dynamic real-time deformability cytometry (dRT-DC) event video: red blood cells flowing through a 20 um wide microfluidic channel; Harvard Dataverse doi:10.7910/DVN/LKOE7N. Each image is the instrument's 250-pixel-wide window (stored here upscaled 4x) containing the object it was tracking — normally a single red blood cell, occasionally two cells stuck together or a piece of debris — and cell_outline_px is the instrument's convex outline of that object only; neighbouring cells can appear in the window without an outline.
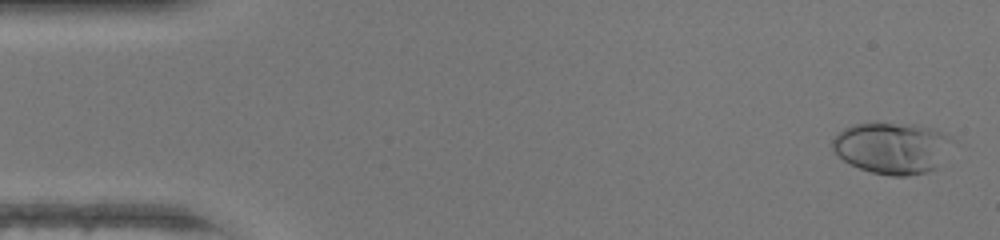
{"species": "human", "species_latin": "Homo sapiens", "temperature_condition": "warm", "stored_images_in_passage": 48, "camera_frame_rate_fps": 3000, "um_per_image_px": 0.085, "donor": {"sex": "female"}, "frame": {"image": 1, "passage_image": 2, "time_ms": 0.333, "image_size_px": [1000, 240], "cell_outline_px": [[956, 140], [936, 168], [928, 172], [908, 176], [888, 176], [872, 172], [848, 164], [832, 148], [832, 140], [844, 128], [852, 124], [876, 120], [920, 124], [944, 132], [952, 136]], "centroid_in_image_um": [75.87, 12.52], "position_along_channel_um": 9.1, "area_um2": 37.17}}
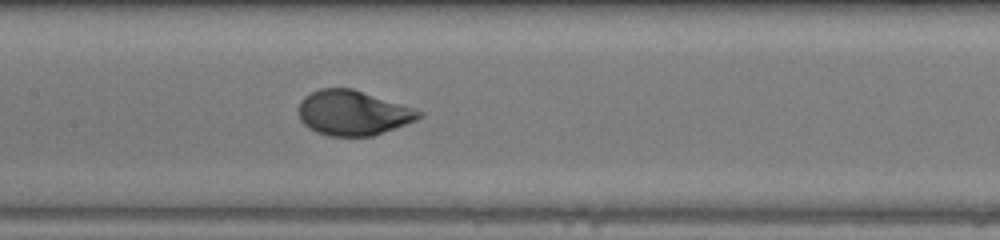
{"frame": {"image": 2, "passage_image": 23, "time_ms": 7.333, "image_size_px": [1000, 240], "cell_outline_px": [[424, 116], [416, 120], [372, 136], [328, 136], [316, 132], [308, 128], [300, 120], [296, 112], [296, 108], [300, 100], [304, 96], [320, 88], [352, 88], [424, 112]], "centroid_in_image_um": [29.93, 9.6], "position_along_channel_um": 177.5, "area_um2": 31.56}}
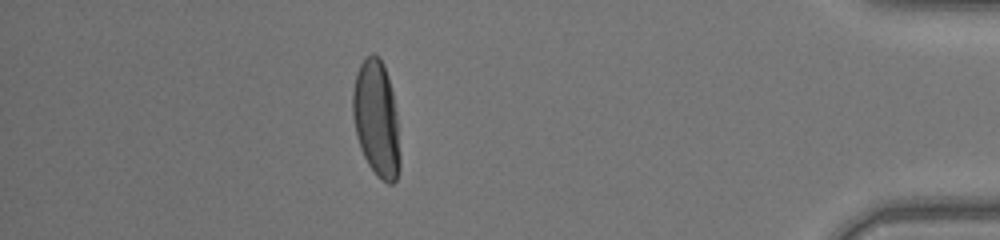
{"frame": {"image": 3, "passage_image": 42, "time_ms": 13.667, "image_size_px": [1000, 240], "cell_outline_px": [[400, 168], [396, 180], [392, 184], [388, 184], [376, 176], [368, 164], [360, 148], [356, 136], [352, 116], [352, 92], [356, 72], [360, 64], [372, 52], [384, 64], [388, 76], [392, 92], [396, 112], [400, 156]], "centroid_in_image_um": [31.98, 10.13], "position_along_channel_um": 403.2, "area_um2": 32.14}, "authors_computed_cell_mechanics": {"area_um2": 31.79, "velocity_mm_per_s": 4.3587, "shape_relaxation_time_tau1_ms": 3.2247, "shape_relaxation_time_tau2_ms": null, "deformation_change_tau1": 0.2079, "deformation_change_tau2": null}}